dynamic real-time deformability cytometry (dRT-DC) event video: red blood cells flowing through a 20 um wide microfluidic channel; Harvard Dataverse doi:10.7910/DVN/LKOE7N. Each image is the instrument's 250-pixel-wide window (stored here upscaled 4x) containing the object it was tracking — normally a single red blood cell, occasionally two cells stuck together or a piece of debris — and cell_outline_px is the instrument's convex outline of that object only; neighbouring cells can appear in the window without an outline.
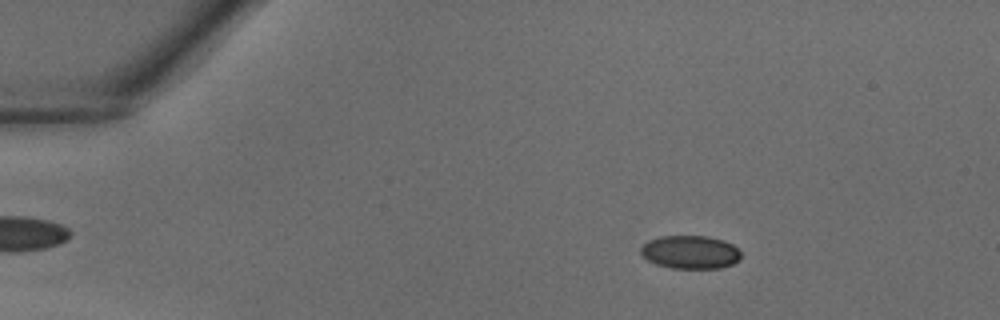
{"species": "common noctule bat (a hibernating species)", "species_latin": "Nyctalus noctula", "temperature_condition": "warm", "stored_images_in_passage": 39, "camera_frame_rate_fps": 3000, "um_per_image_px": 0.085, "animal": {"sex": "male", "body_mass_g": 18.8}, "frame": {"image": 1, "passage_image": 6, "time_ms": 1.667, "image_size_px": [1000, 320], "cell_outline_px": [[740, 260], [732, 264], [720, 268], [672, 268], [656, 264], [648, 260], [640, 252], [640, 248], [648, 240], [660, 236], [708, 236], [724, 240], [732, 244], [740, 252]], "centroid_in_image_um": [58.67, 21.42], "position_along_channel_um": 26.3, "area_um2": 19.42}}
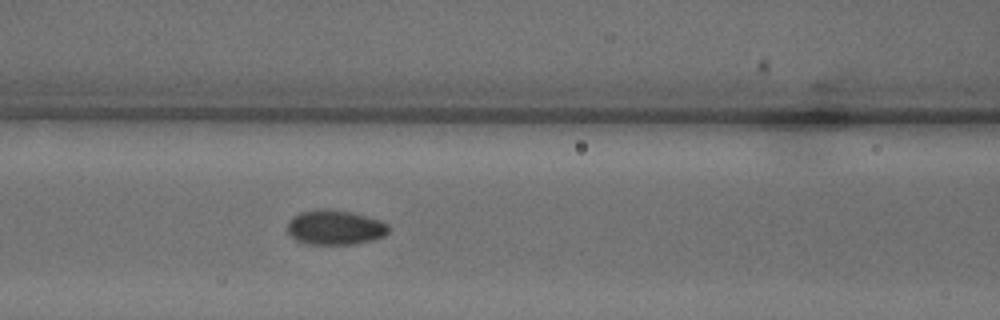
{"frame": {"image": 2, "passage_image": 17, "time_ms": 5.333, "image_size_px": [1000, 320], "cell_outline_px": [[388, 232], [384, 236], [372, 240], [356, 244], [304, 244], [296, 240], [288, 232], [288, 220], [292, 216], [300, 212], [352, 212], [380, 220], [388, 224]], "centroid_in_image_um": [28.49, 19.38], "position_along_channel_um": 138.1, "area_um2": 19.83}}
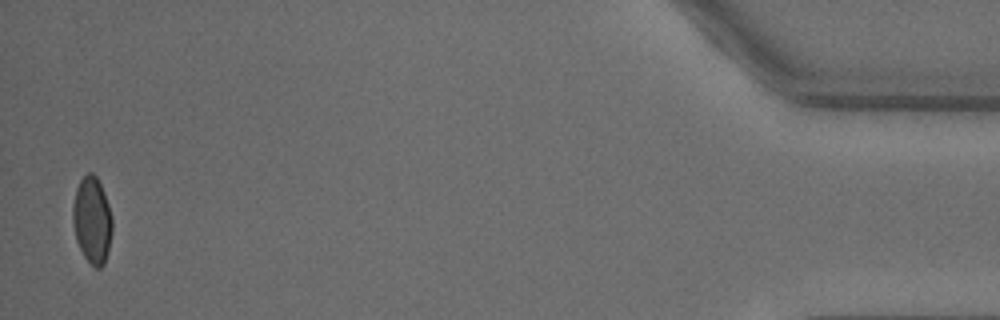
{"frame": {"image": 3, "passage_image": 39, "time_ms": 12.667, "image_size_px": [1000, 320], "cell_outline_px": [[112, 232], [108, 252], [104, 264], [100, 268], [96, 268], [84, 256], [76, 240], [72, 224], [72, 208], [76, 188], [80, 180], [88, 172], [92, 172], [96, 176], [104, 192], [112, 216]], "centroid_in_image_um": [7.82, 18.71], "position_along_channel_um": 427.4, "area_um2": 20.0}}